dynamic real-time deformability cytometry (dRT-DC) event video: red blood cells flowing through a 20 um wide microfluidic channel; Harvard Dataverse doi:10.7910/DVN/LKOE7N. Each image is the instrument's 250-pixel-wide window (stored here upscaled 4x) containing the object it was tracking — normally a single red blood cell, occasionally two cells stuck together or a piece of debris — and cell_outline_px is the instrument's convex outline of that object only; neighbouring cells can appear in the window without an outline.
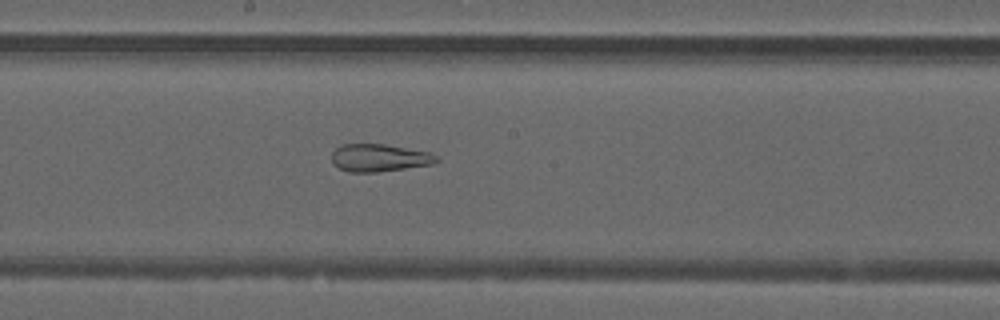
{"species": "common noctule bat (a hibernating species)", "species_latin": "Nyctalus noctula", "temperature_condition": "warm", "stored_images_in_passage": 49, "camera_frame_rate_fps": 3000, "um_per_image_px": 0.085, "animal": {"sex": "male", "forearm_length_mm": 52.5}, "frame": {"image": 1, "passage_image": 28, "time_ms": 9.0, "image_size_px": [1000, 320], "cell_outline_px": [[440, 160], [432, 164], [376, 172], [348, 172], [332, 164], [332, 152], [340, 144], [384, 144], [432, 152]], "centroid_in_image_um": [32.23, 13.4], "position_along_channel_um": 216.0, "area_um2": 16.88}}
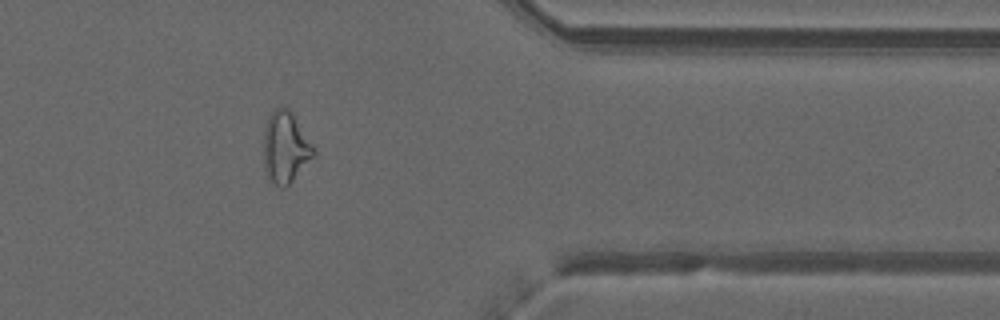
{"frame": {"image": 2, "passage_image": 42, "time_ms": 13.667, "image_size_px": [1000, 320], "cell_outline_px": [[316, 156], [284, 188], [280, 188], [268, 180], [264, 172], [264, 128], [268, 116], [276, 108], [288, 108], [292, 112], [316, 148]], "centroid_in_image_um": [24.27, 12.55], "position_along_channel_um": 387.1, "area_um2": 21.15}}